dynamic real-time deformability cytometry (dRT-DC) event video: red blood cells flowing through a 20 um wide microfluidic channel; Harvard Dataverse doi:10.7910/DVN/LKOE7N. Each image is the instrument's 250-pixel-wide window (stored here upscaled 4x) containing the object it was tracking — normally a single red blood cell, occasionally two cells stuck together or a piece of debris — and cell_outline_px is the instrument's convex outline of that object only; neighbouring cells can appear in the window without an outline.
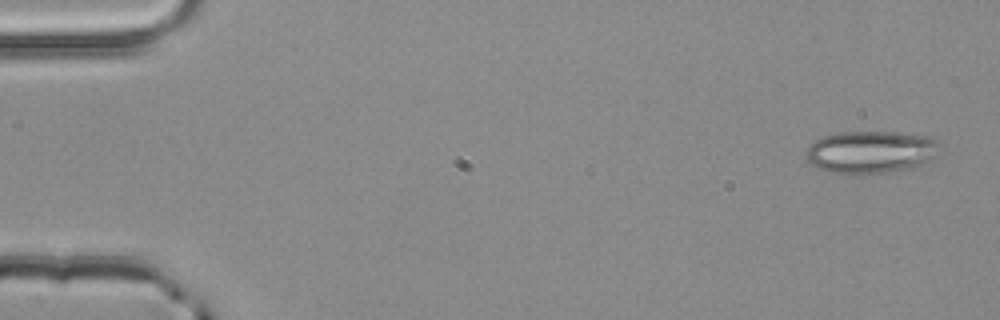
{"species": "common noctule bat (a hibernating species)", "species_latin": "Nyctalus noctula", "temperature_condition": "room temperature", "stored_images_in_passage": 4, "camera_frame_rate_fps": 3000, "um_per_image_px": 0.085, "animal": {"sex": "male", "body_mass_g": 20.4}, "frame": {"image": 1, "passage_image": 1, "time_ms": 0.0, "image_size_px": [1000, 320], "cell_outline_px": [[936, 156], [912, 168], [884, 172], [832, 172], [820, 168], [812, 164], [808, 160], [808, 148], [816, 140], [824, 136], [836, 132], [892, 132], [932, 136], [936, 140]], "centroid_in_image_um": [74.04, 12.88], "position_along_channel_um": 11.0, "area_um2": 32.08}}